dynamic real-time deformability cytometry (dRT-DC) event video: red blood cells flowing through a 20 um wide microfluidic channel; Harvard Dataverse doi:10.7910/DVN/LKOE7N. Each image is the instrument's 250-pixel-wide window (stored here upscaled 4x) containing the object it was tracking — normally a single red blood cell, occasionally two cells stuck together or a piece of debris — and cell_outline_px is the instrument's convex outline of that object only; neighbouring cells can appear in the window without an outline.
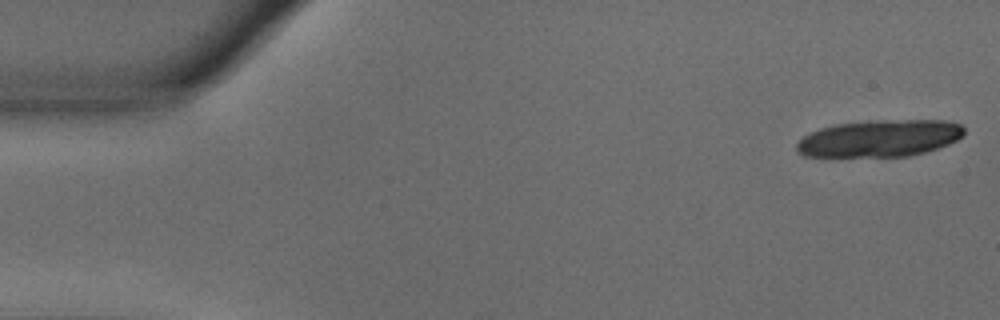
{"species": "common noctule bat (a hibernating species)", "species_latin": "Nyctalus noctula", "temperature_condition": "warm", "stored_images_in_passage": 17, "camera_frame_rate_fps": 3000, "um_per_image_px": 0.085, "animal": {"sex": "male", "body_mass_g": 18.8}, "frame": {"image": 1, "passage_image": 1, "time_ms": 0.0, "image_size_px": [1000, 320], "cell_outline_px": [[964, 136], [948, 144], [924, 152], [908, 156], [804, 156], [796, 152], [796, 144], [804, 136], [820, 128], [836, 124], [868, 120], [944, 120], [960, 124], [964, 128]], "centroid_in_image_um": [74.77, 11.75], "position_along_channel_um": 10.2, "area_um2": 36.01}}